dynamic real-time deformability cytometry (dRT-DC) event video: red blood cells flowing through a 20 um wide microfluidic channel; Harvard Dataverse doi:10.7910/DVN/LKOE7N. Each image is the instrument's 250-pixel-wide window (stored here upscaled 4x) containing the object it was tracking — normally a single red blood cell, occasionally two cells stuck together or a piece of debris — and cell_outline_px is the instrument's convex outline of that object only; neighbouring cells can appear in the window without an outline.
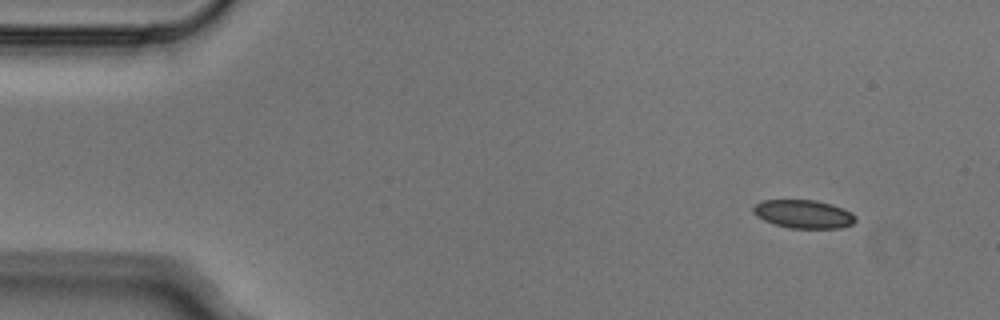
{"species": "Egyptian fruit bat (a non-hibernating species)", "species_latin": "Rousettus aegyptiacus", "temperature_condition": "cold", "stored_images_in_passage": 4, "camera_frame_rate_fps": 3000, "um_per_image_px": 0.085, "animal": {"sex": "male"}, "frame": {"image": 1, "passage_image": 1, "time_ms": 0.0, "image_size_px": [1000, 320], "cell_outline_px": [[856, 220], [852, 224], [840, 228], [792, 228], [776, 224], [764, 220], [756, 216], [752, 212], [752, 208], [760, 200], [816, 200], [832, 204], [844, 208], [852, 212], [856, 216]], "centroid_in_image_um": [68.32, 18.18], "position_along_channel_um": 16.7, "area_um2": 16.99}}
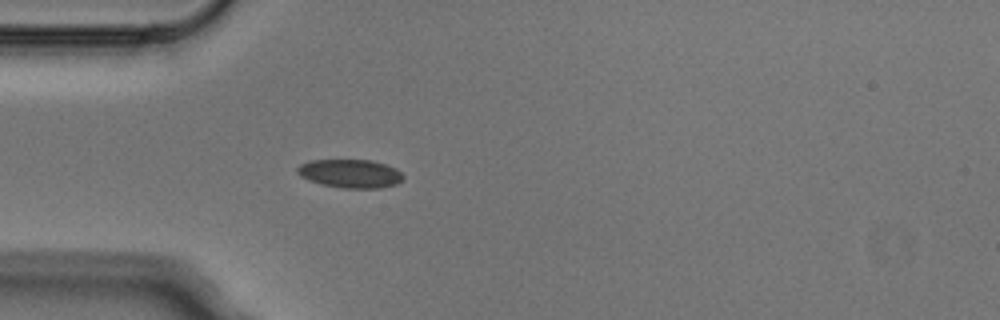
{"frame": {"image": 2, "passage_image": 4, "time_ms": 1.0, "image_size_px": [1000, 320], "cell_outline_px": [[404, 180], [396, 184], [380, 188], [344, 188], [320, 184], [308, 180], [300, 176], [296, 172], [296, 168], [300, 164], [312, 160], [372, 160], [396, 168], [404, 176]], "centroid_in_image_um": [29.77, 14.75], "position_along_channel_um": 55.2, "area_um2": 17.69}}